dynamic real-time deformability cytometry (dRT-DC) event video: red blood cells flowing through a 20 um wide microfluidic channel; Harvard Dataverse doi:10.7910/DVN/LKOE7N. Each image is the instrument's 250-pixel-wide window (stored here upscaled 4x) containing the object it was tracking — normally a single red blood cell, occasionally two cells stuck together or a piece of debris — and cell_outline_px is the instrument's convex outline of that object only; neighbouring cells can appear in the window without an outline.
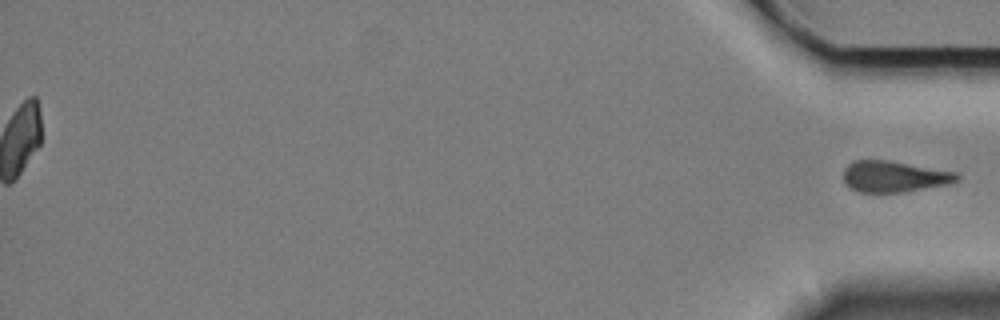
{"species": "Egyptian fruit bat (a non-hibernating species)", "species_latin": "Rousettus aegyptiacus", "temperature_condition": "cold", "stored_images_in_passage": 60, "segment_of_instrument_passage": [2, 2], "camera_frame_rate_fps": 3000, "um_per_image_px": 0.085, "animal": {"sex": "female"}, "frame": {"image": 1, "passage_image": 60, "time_ms": 19.667, "image_size_px": [1000, 320], "cell_outline_px": [[960, 180], [948, 184], [904, 192], [860, 192], [844, 184], [844, 168], [852, 160], [888, 160], [960, 172]], "centroid_in_image_um": [76.04, 14.99], "position_along_channel_um": 359.2, "area_um2": 20.87}}